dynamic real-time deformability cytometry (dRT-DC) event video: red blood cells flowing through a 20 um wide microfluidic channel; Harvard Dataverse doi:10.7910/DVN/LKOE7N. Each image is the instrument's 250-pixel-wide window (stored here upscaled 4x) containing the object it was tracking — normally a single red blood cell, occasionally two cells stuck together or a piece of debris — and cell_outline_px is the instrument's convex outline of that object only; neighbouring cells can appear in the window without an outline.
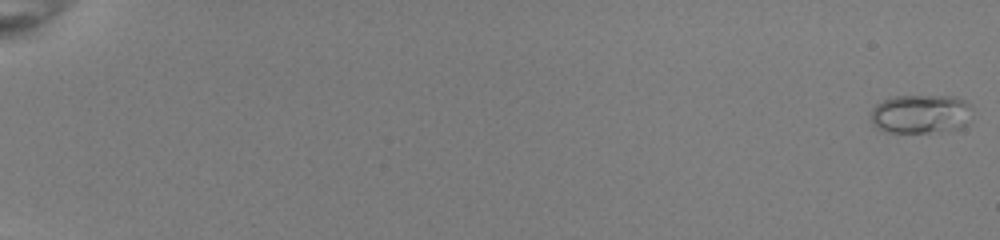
{"species": "common noctule bat (a hibernating species)", "species_latin": "Nyctalus noctula", "temperature_condition": "room temperature", "stored_images_in_passage": 53, "camera_frame_rate_fps": 3000, "um_per_image_px": 0.085, "animal": {"sex": "female", "body_mass_g": 22.0, "forearm_length_mm": 56.7}, "frame": {"image": 1, "passage_image": 1, "time_ms": 0.0, "image_size_px": [1000, 240], "cell_outline_px": [[972, 108], [968, 124], [960, 128], [940, 132], [888, 132], [876, 128], [872, 124], [872, 108], [876, 104], [884, 100], [896, 96], [956, 96], [972, 104]], "centroid_in_image_um": [78.31, 9.69], "position_along_channel_um": 6.7, "area_um2": 23.29}}
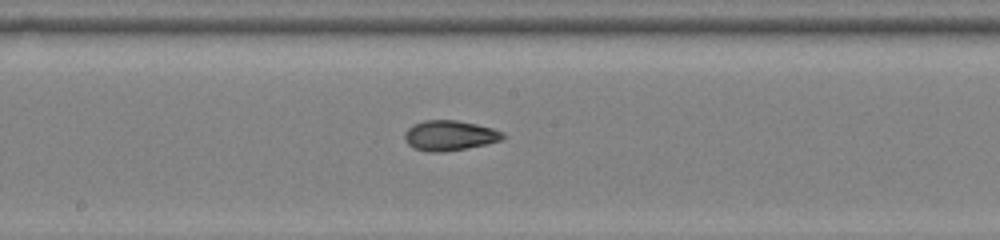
{"frame": {"image": 2, "passage_image": 32, "time_ms": 10.333, "image_size_px": [1000, 240], "cell_outline_px": [[508, 136], [500, 140], [484, 144], [444, 152], [428, 152], [416, 148], [408, 144], [404, 140], [404, 132], [412, 124], [424, 120], [456, 120], [476, 124], [492, 128], [504, 132]], "centroid_in_image_um": [38.2, 11.5], "position_along_channel_um": 210.0, "area_um2": 17.22}}
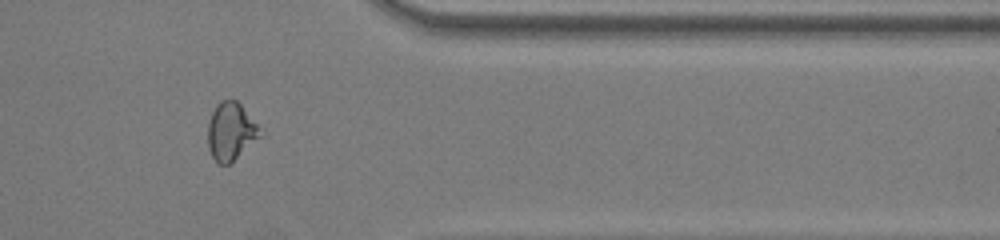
{"frame": {"image": 3, "passage_image": 46, "time_ms": 15.0, "image_size_px": [1000, 240], "cell_outline_px": [[264, 132], [260, 136], [228, 164], [216, 164], [208, 148], [208, 124], [212, 112], [216, 104], [220, 100], [236, 100], [240, 104]], "centroid_in_image_um": [19.6, 11.16], "position_along_channel_um": 391.8, "area_um2": 17.34}, "authors_computed_cell_mechanics": {"area_um2": 17.4556, "velocity_mm_per_s": 4.0423, "shape_relaxation_time_tau1_ms": null, "shape_relaxation_time_tau2_ms": 1.8458, "deformation_change_tau1": null, "deformation_change_tau2": 0.0803}}